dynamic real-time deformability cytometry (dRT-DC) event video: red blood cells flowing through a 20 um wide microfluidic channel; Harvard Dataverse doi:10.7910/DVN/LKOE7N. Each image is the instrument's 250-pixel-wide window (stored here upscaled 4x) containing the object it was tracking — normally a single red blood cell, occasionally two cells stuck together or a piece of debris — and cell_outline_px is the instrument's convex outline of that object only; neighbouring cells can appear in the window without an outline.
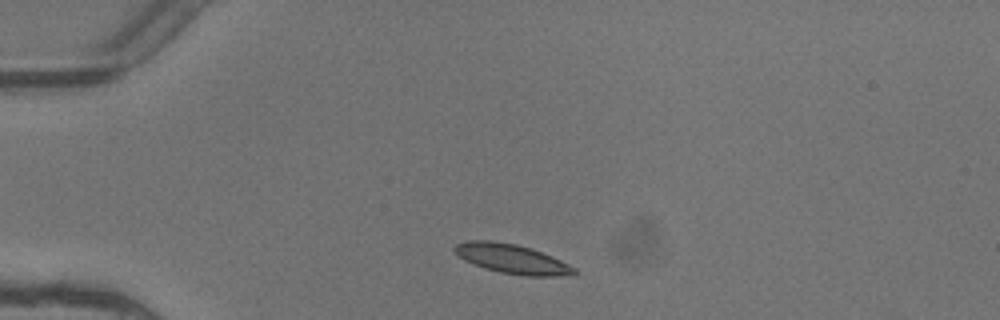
{"species": "common noctule bat (a hibernating species)", "species_latin": "Nyctalus noctula", "temperature_condition": "warm", "stored_images_in_passage": 2, "camera_frame_rate_fps": 3000, "um_per_image_px": 0.085, "animal": {"sex": "female"}, "frame": {"image": 1, "passage_image": 1, "time_ms": 0.0, "image_size_px": [1000, 320], "cell_outline_px": [[580, 272], [556, 276], [524, 276], [500, 272], [484, 268], [464, 260], [452, 248], [456, 244], [468, 240], [492, 240], [516, 244], [532, 248], [552, 256], [576, 268]], "centroid_in_image_um": [43.51, 21.99], "position_along_channel_um": 41.5, "area_um2": 20.46}}